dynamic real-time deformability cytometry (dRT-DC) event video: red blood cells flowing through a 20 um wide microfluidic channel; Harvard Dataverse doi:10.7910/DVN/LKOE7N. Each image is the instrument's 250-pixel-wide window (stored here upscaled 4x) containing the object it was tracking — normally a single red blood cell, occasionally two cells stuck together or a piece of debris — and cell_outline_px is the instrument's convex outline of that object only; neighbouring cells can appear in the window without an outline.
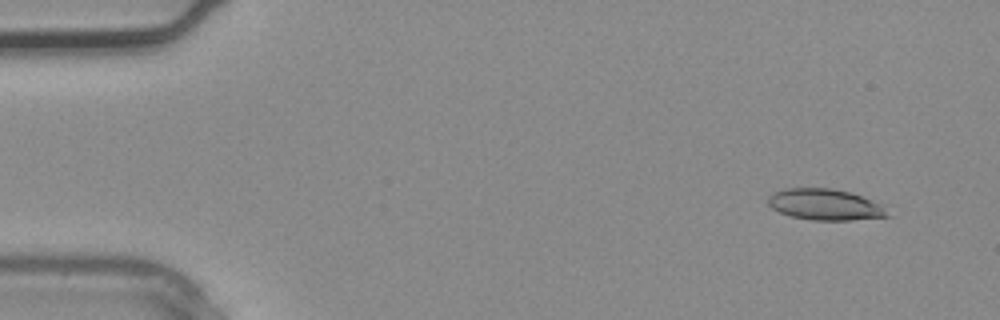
{"species": "common noctule bat (a hibernating species)", "species_latin": "Nyctalus noctula", "temperature_condition": "warm", "stored_images_in_passage": 3, "camera_frame_rate_fps": 3000, "um_per_image_px": 0.085, "animal": {"sex": "male", "body_mass_g": 20.4}, "frame": {"image": 1, "passage_image": 1, "time_ms": 0.0, "image_size_px": [1000, 320], "cell_outline_px": [[892, 216], [852, 220], [812, 220], [792, 216], [780, 212], [772, 208], [768, 204], [768, 196], [772, 192], [784, 188], [832, 188], [848, 192], [884, 204]], "centroid_in_image_um": [70.16, 17.39], "position_along_channel_um": 14.8, "area_um2": 21.85}}
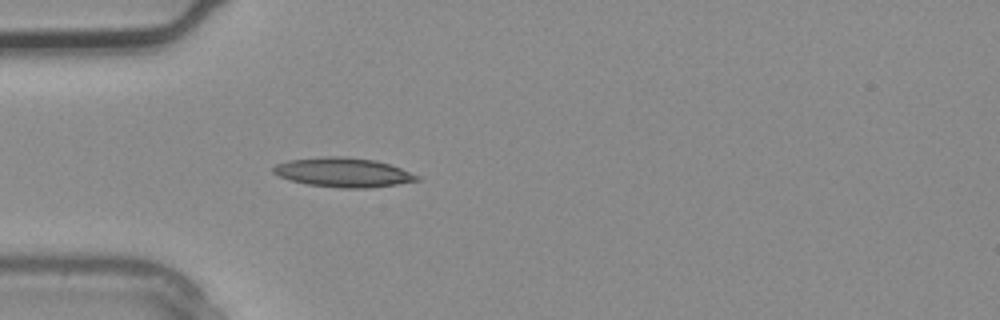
{"frame": {"image": 2, "passage_image": 3, "time_ms": 0.667, "image_size_px": [1000, 320], "cell_outline_px": [[420, 180], [396, 184], [368, 188], [340, 188], [308, 184], [292, 180], [280, 176], [272, 172], [272, 168], [276, 164], [288, 160], [324, 156], [344, 156], [376, 160], [400, 168], [420, 176]], "centroid_in_image_um": [29.17, 14.64], "position_along_channel_um": 55.8, "area_um2": 24.45}}